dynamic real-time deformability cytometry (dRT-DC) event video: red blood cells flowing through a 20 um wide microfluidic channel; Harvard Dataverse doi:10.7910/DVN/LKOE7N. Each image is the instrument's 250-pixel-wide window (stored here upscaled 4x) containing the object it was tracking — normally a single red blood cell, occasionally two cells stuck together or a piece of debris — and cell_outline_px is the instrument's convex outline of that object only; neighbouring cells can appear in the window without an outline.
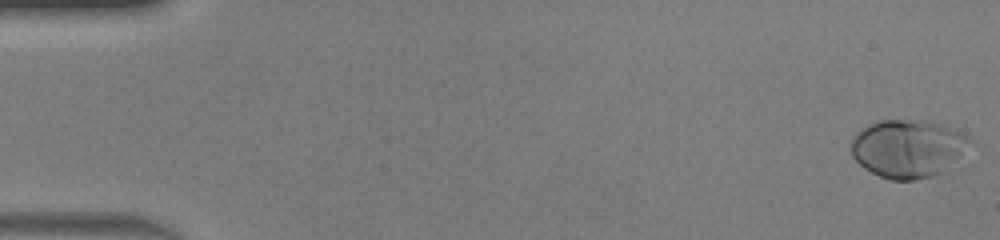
{"species": "human", "species_latin": "Homo sapiens", "temperature_condition": "warm", "stored_images_in_passage": 50, "camera_frame_rate_fps": 3000, "um_per_image_px": 0.085, "donor": {"sex": "male"}, "frame": {"image": 1, "passage_image": 1, "time_ms": 0.0, "image_size_px": [1000, 240], "cell_outline_px": [[976, 144], [940, 172], [932, 176], [912, 180], [892, 180], [880, 176], [864, 168], [852, 156], [852, 136], [860, 128], [868, 124], [880, 120], [900, 120], [936, 124], [960, 132], [976, 140]], "centroid_in_image_um": [77.17, 12.63], "position_along_channel_um": 7.8, "area_um2": 39.77}}
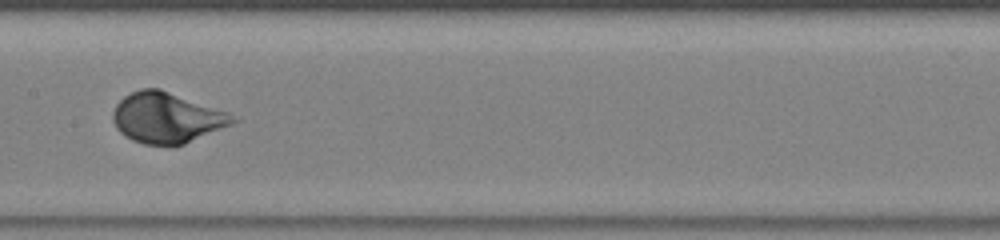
{"frame": {"image": 2, "passage_image": 26, "time_ms": 8.333, "image_size_px": [1000, 240], "cell_outline_px": [[240, 120], [232, 124], [184, 144], [144, 144], [132, 140], [124, 136], [116, 128], [112, 120], [112, 112], [116, 104], [124, 96], [140, 88], [160, 88], [228, 112]], "centroid_in_image_um": [14.15, 9.99], "position_along_channel_um": 193.2, "area_um2": 35.2}}
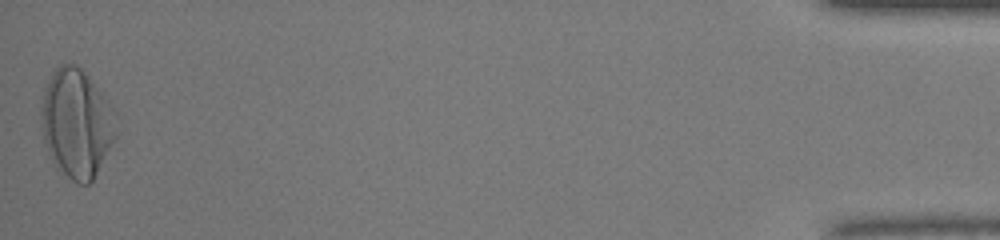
{"frame": {"image": 3, "passage_image": 50, "time_ms": 16.333, "image_size_px": [1000, 240], "cell_outline_px": [[116, 136], [92, 180], [88, 184], [76, 184], [56, 168], [48, 152], [44, 140], [40, 124], [40, 108], [44, 88], [52, 72], [60, 64], [76, 64], [88, 76], [104, 96], [112, 108], [116, 132]], "centroid_in_image_um": [6.46, 10.48], "position_along_channel_um": 428.7, "area_um2": 47.16}, "authors_computed_cell_mechanics": {"area_um2": 35.258, "velocity_mm_per_s": 4.1197, "shape_relaxation_time_tau1_ms": 2.5464, "shape_relaxation_time_tau2_ms": null, "deformation_change_tau1": 0.2012, "deformation_change_tau2": null}}